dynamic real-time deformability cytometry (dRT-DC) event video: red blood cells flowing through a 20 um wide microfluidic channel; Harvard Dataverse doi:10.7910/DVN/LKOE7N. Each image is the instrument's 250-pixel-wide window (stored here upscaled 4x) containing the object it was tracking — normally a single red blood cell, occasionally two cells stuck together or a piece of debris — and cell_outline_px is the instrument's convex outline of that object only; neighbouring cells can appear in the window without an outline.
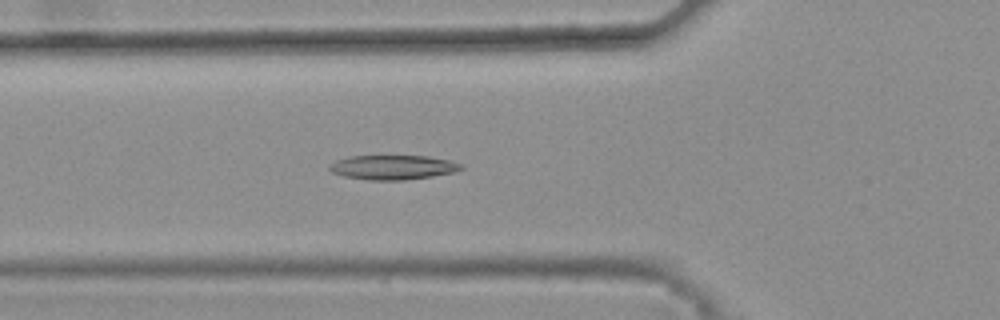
{"species": "common noctule bat (a hibernating species)", "species_latin": "Nyctalus noctula", "temperature_condition": "warm", "stored_images_in_passage": 31, "camera_frame_rate_fps": 3000, "um_per_image_px": 0.085, "animal": {"sex": "female", "body_mass_g": 25.1}, "frame": {"image": 1, "passage_image": 4, "time_ms": 1.0, "image_size_px": [1000, 320], "cell_outline_px": [[464, 168], [452, 172], [432, 176], [404, 180], [368, 180], [344, 176], [332, 172], [328, 168], [336, 160], [348, 156], [428, 156], [448, 160], [460, 164]], "centroid_in_image_um": [33.37, 14.22], "position_along_channel_um": 92.4, "area_um2": 18.55}}
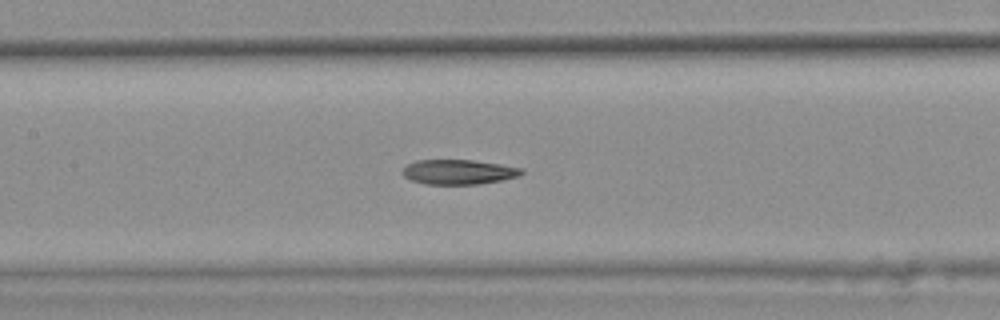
{"frame": {"image": 2, "passage_image": 10, "time_ms": 3.0, "image_size_px": [1000, 320], "cell_outline_px": [[524, 172], [520, 176], [480, 184], [424, 184], [412, 180], [404, 176], [400, 172], [408, 164], [416, 160], [472, 160], [500, 164], [524, 168]], "centroid_in_image_um": [38.99, 14.61], "position_along_channel_um": 168.4, "area_um2": 17.22}}
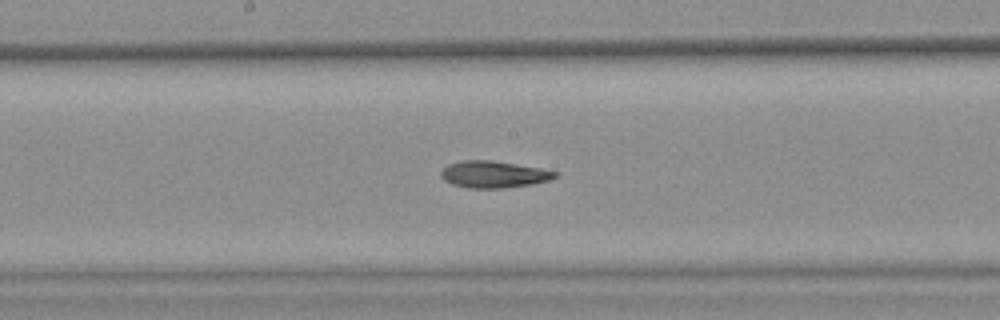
{"frame": {"image": 3, "passage_image": 13, "time_ms": 4.0, "image_size_px": [1000, 320], "cell_outline_px": [[560, 172], [556, 176], [548, 180], [532, 184], [504, 188], [468, 188], [452, 184], [444, 180], [440, 176], [440, 172], [448, 164], [460, 160], [492, 160], [540, 168]], "centroid_in_image_um": [41.94, 14.82], "position_along_channel_um": 206.3, "area_um2": 17.86}, "authors_computed_cell_mechanics": {"area_um2": 17.7446, "velocity_mm_per_s": 3.7956, "shape_relaxation_time_tau1_ms": null, "shape_relaxation_time_tau2_ms": 6.3057, "deformation_change_tau1": null, "deformation_change_tau2": 0.1375}}